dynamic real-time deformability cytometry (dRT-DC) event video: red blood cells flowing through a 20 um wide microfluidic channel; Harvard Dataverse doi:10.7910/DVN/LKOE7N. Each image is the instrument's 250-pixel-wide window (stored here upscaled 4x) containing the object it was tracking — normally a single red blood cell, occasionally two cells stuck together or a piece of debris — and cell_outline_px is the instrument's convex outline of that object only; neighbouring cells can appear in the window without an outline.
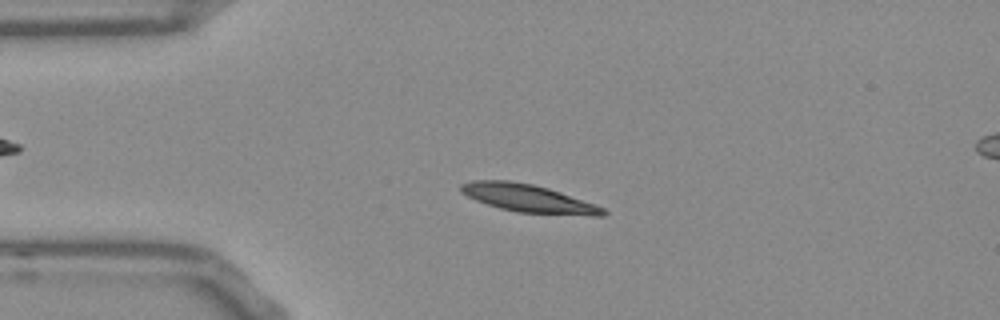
{"species": "Egyptian fruit bat (a non-hibernating species)", "species_latin": "Rousettus aegyptiacus", "temperature_condition": "room temperature", "stored_images_in_passage": 52, "camera_frame_rate_fps": 3000, "um_per_image_px": 0.085, "frame": {"image": 1, "passage_image": 11, "time_ms": 3.333, "image_size_px": [1000, 320], "cell_outline_px": [[608, 212], [604, 216], [592, 216], [516, 212], [500, 208], [476, 200], [460, 192], [460, 184], [472, 180], [512, 180], [532, 184], [548, 188], [596, 204], [604, 208]], "centroid_in_image_um": [44.93, 16.86], "position_along_channel_um": 40.1, "area_um2": 23.18}}
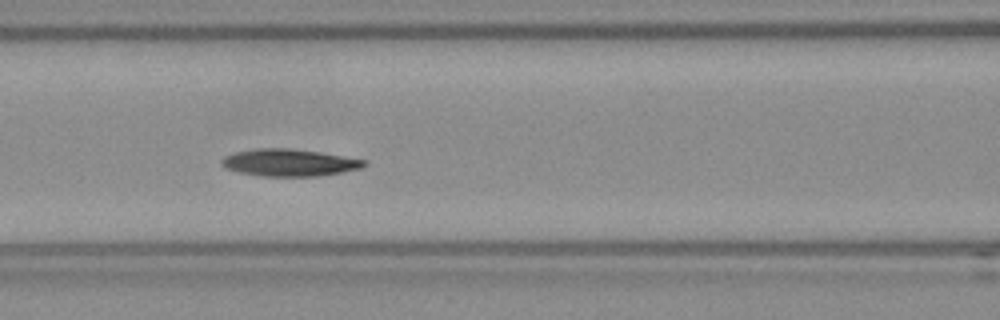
{"frame": {"image": 2, "passage_image": 21, "time_ms": 6.667, "image_size_px": [1000, 320], "cell_outline_px": [[368, 164], [360, 168], [320, 176], [264, 176], [240, 172], [224, 168], [220, 164], [220, 160], [224, 156], [236, 152], [256, 148], [288, 148], [320, 152], [364, 160]], "centroid_in_image_um": [24.54, 13.82], "position_along_channel_um": 142.1, "area_um2": 22.37}}
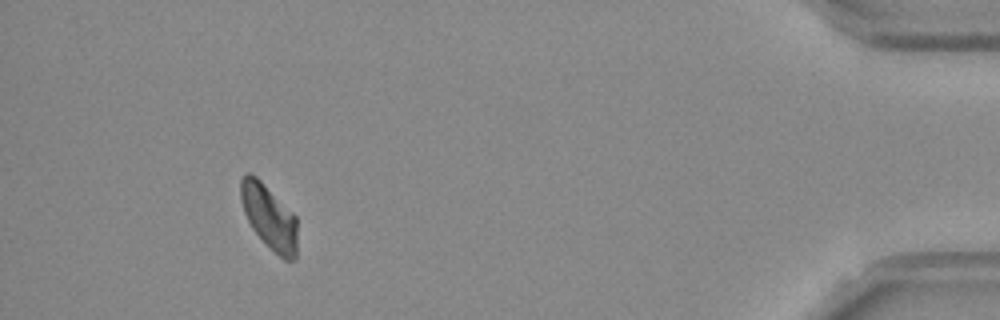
{"frame": {"image": 3, "passage_image": 48, "time_ms": 15.667, "image_size_px": [1000, 320], "cell_outline_px": [[296, 260], [284, 260], [252, 228], [244, 212], [240, 200], [240, 180], [244, 172], [248, 172], [256, 176], [296, 216]], "centroid_in_image_um": [22.85, 18.39], "position_along_channel_um": 412.3, "area_um2": 20.87}, "authors_computed_cell_mechanics": {"area_um2": 22.0218, "velocity_mm_per_s": 3.7505, "shape_relaxation_time_tau1_ms": 5.2586, "shape_relaxation_time_tau2_ms": null, "deformation_change_tau1": 0.1337, "deformation_change_tau2": null}}